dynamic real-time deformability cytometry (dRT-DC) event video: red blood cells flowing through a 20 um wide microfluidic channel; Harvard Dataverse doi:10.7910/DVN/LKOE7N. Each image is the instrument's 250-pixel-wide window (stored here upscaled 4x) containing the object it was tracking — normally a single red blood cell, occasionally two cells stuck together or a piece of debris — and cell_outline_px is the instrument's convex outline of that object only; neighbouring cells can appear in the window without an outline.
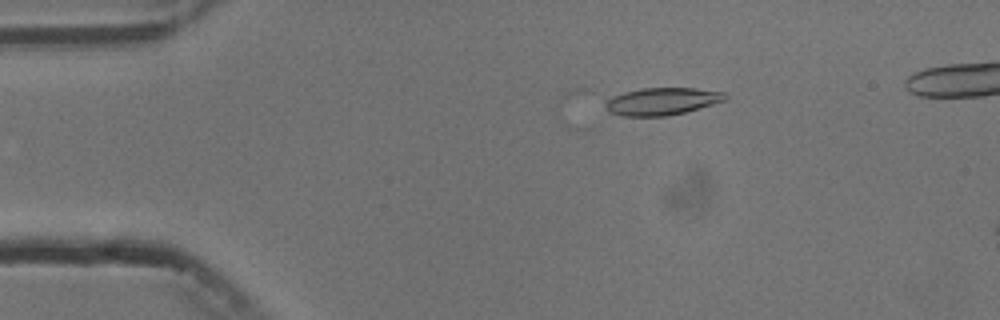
{"species": "common noctule bat (a hibernating species)", "species_latin": "Nyctalus noctula", "temperature_condition": "cold", "stored_images_in_passage": 5, "camera_frame_rate_fps": 3000, "um_per_image_px": 0.085, "animal": {"sex": "male", "body_mass_g": 13.3}, "frame": {"image": 1, "passage_image": 3, "time_ms": 2.333, "image_size_px": [1000, 320], "cell_outline_px": [[728, 96], [724, 100], [712, 104], [684, 112], [668, 116], [620, 116], [608, 112], [604, 108], [604, 104], [612, 96], [624, 92], [644, 88], [696, 88], [724, 92]], "centroid_in_image_um": [56.22, 8.62], "position_along_channel_um": 28.8, "area_um2": 19.07}}